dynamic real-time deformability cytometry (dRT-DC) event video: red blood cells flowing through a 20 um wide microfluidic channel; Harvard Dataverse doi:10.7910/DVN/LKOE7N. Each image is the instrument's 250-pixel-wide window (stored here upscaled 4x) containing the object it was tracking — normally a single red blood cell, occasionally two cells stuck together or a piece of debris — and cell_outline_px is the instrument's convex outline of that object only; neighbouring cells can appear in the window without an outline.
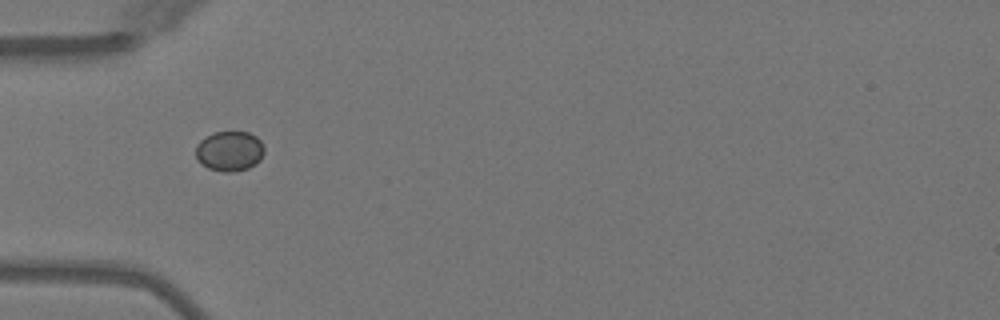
{"species": "Egyptian fruit bat (a non-hibernating species)", "species_latin": "Rousettus aegyptiacus", "temperature_condition": "warm", "stored_images_in_passage": 7, "camera_frame_rate_fps": 3000, "um_per_image_px": 0.085, "animal": {"sex": "female"}, "frame": {"image": 1, "passage_image": 4, "time_ms": 4.333, "image_size_px": [1000, 320], "cell_outline_px": [[264, 152], [260, 160], [256, 164], [248, 168], [232, 172], [224, 172], [208, 168], [196, 160], [196, 144], [200, 140], [216, 132], [248, 132], [256, 136], [260, 140], [264, 148]], "centroid_in_image_um": [19.51, 12.85], "position_along_channel_um": 65.5, "area_um2": 16.01}}
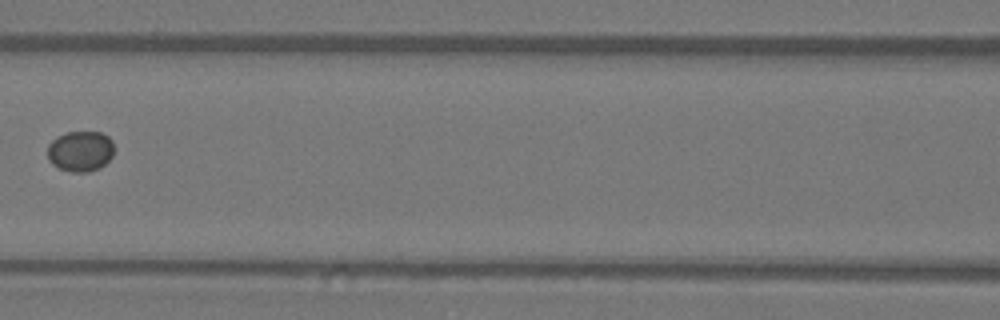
{"frame": {"image": 2, "passage_image": 6, "time_ms": 6.667, "image_size_px": [1000, 320], "cell_outline_px": [[112, 156], [100, 168], [88, 172], [72, 172], [60, 168], [52, 164], [48, 160], [48, 144], [56, 136], [68, 132], [100, 132], [108, 136], [112, 140]], "centroid_in_image_um": [6.81, 12.85], "position_along_channel_um": 159.8, "area_um2": 15.72}}
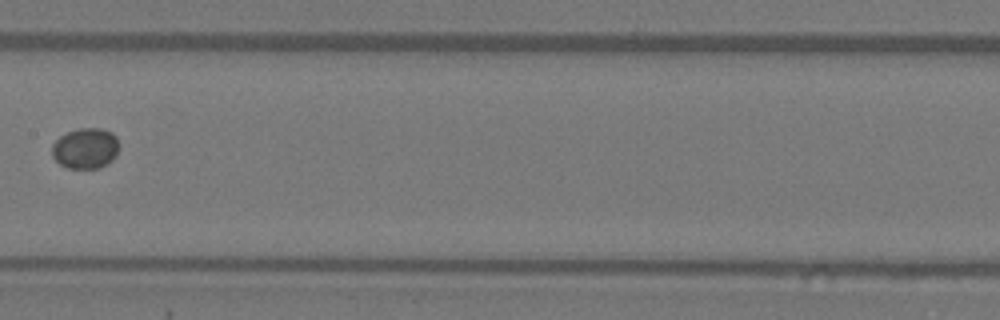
{"frame": {"image": 3, "passage_image": 7, "time_ms": 7.667, "image_size_px": [1000, 320], "cell_outline_px": [[120, 144], [116, 156], [108, 164], [100, 168], [68, 168], [60, 164], [52, 156], [52, 144], [60, 136], [68, 132], [80, 128], [100, 128], [112, 132], [116, 136]], "centroid_in_image_um": [7.29, 12.61], "position_along_channel_um": 200.1, "area_um2": 16.07}}